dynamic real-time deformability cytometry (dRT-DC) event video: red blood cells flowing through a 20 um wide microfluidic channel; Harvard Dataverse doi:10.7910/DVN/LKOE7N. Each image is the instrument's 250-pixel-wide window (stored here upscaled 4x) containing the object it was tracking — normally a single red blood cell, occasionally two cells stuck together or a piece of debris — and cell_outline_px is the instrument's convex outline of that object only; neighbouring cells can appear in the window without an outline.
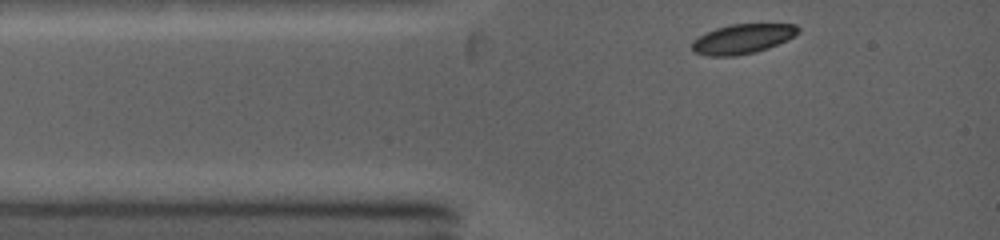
{"species": "common noctule bat (a hibernating species)", "species_latin": "Nyctalus noctula", "temperature_condition": "warm", "stored_images_in_passage": 6, "camera_frame_rate_fps": 5000, "um_per_image_px": 0.085, "animal": {"sex": "female", "body_mass_g": 19.0, "forearm_length_mm": 53.3}, "frame": {"image": 1, "passage_image": 1, "time_ms": 0.0, "image_size_px": [1000, 240], "cell_outline_px": [[800, 32], [768, 48], [756, 52], [736, 56], [708, 56], [692, 52], [692, 40], [716, 28], [728, 24], [796, 24], [800, 28]], "centroid_in_image_um": [63.08, 3.31], "position_along_channel_um": 21.9, "area_um2": 18.26}}
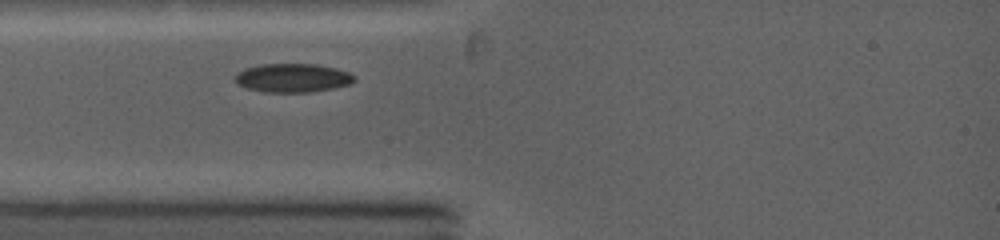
{"frame": {"image": 2, "passage_image": 3, "time_ms": 1.4, "image_size_px": [1000, 240], "cell_outline_px": [[356, 80], [348, 84], [332, 88], [308, 92], [264, 92], [248, 88], [240, 84], [236, 80], [236, 76], [244, 68], [260, 64], [316, 64], [336, 68], [348, 72], [356, 76]], "centroid_in_image_um": [24.91, 6.61], "position_along_channel_um": 60.1, "area_um2": 19.71}}
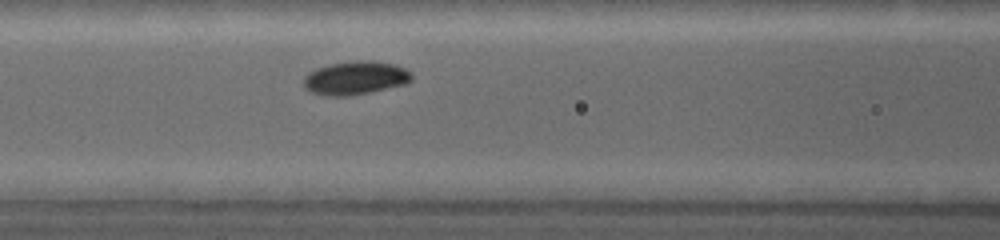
{"frame": {"image": 3, "passage_image": 6, "time_ms": 3.2, "image_size_px": [1000, 240], "cell_outline_px": [[412, 80], [404, 84], [368, 92], [348, 96], [320, 96], [304, 88], [304, 76], [308, 72], [316, 68], [328, 64], [356, 60], [372, 60], [396, 64], [404, 68], [412, 76]], "centroid_in_image_um": [30.16, 6.62], "position_along_channel_um": 136.4, "area_um2": 21.15}}